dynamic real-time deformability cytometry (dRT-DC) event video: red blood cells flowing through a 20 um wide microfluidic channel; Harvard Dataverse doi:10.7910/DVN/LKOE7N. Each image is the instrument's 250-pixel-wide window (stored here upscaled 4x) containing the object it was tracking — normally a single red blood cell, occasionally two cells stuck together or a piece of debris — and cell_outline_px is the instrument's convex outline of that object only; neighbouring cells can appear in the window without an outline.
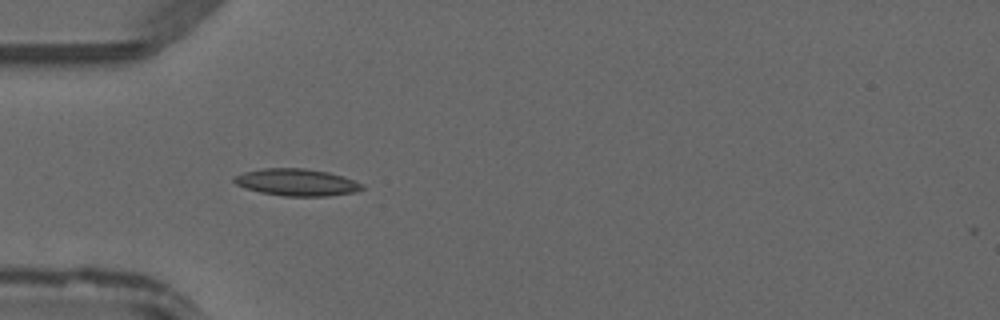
{"species": "common noctule bat (a hibernating species)", "species_latin": "Nyctalus noctula", "temperature_condition": "warm", "stored_images_in_passage": 36, "camera_frame_rate_fps": 3000, "um_per_image_px": 0.085, "animal": {"sex": "male", "forearm_length_mm": 52.5}, "frame": {"image": 1, "passage_image": 4, "time_ms": 1.0, "image_size_px": [1000, 320], "cell_outline_px": [[364, 188], [356, 192], [328, 196], [284, 196], [260, 192], [244, 188], [236, 184], [232, 180], [232, 176], [244, 172], [264, 168], [304, 168], [328, 172], [344, 176], [364, 184]], "centroid_in_image_um": [25.22, 15.49], "position_along_channel_um": 59.8, "area_um2": 20.35}}
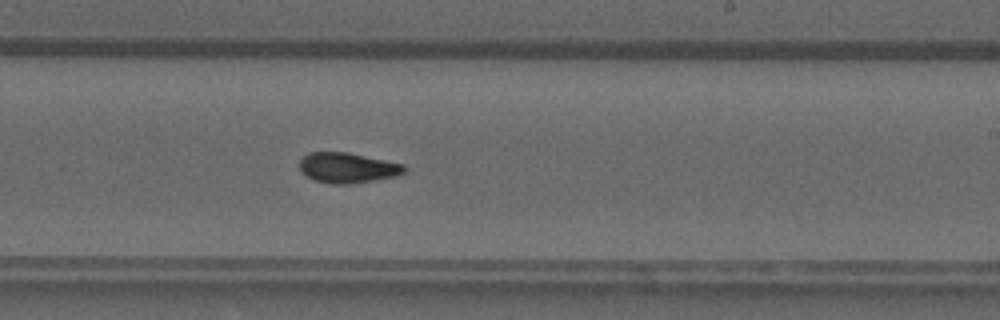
{"frame": {"image": 2, "passage_image": 18, "time_ms": 5.667, "image_size_px": [1000, 320], "cell_outline_px": [[408, 168], [400, 176], [348, 184], [328, 184], [312, 180], [300, 172], [300, 160], [308, 152], [348, 152], [404, 164]], "centroid_in_image_um": [29.54, 14.27], "position_along_channel_um": 259.5, "area_um2": 18.79}}
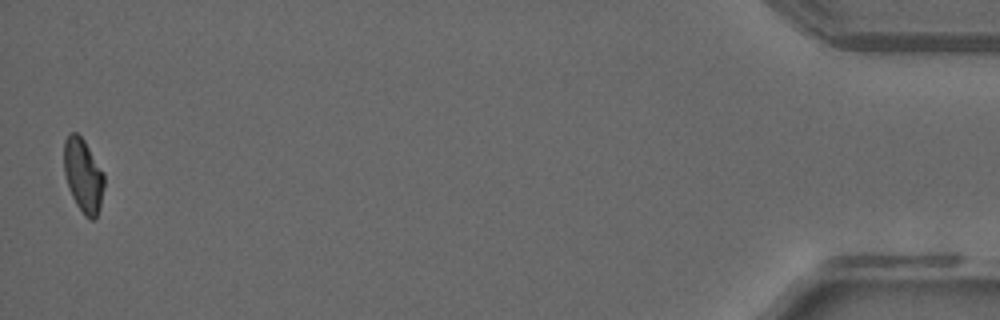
{"frame": {"image": 3, "passage_image": 36, "time_ms": 11.667, "image_size_px": [1000, 320], "cell_outline_px": [[104, 188], [100, 208], [96, 216], [92, 220], [84, 216], [76, 204], [68, 188], [64, 172], [64, 140], [72, 132], [76, 132], [84, 140], [104, 172]], "centroid_in_image_um": [7.08, 14.93], "position_along_channel_um": 428.1, "area_um2": 17.34}}